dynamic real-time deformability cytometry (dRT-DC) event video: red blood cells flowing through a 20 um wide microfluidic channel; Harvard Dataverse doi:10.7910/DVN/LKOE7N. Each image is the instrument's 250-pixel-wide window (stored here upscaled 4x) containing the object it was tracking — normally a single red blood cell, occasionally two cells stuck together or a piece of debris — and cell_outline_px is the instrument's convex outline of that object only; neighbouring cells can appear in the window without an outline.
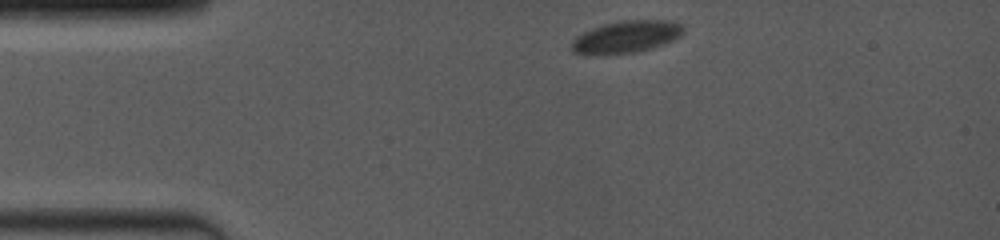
{"species": "common noctule bat (a hibernating species)", "species_latin": "Nyctalus noctula", "temperature_condition": "room temperature", "stored_images_in_passage": 35, "camera_frame_rate_fps": 4000, "um_per_image_px": 0.085, "animal": {"sex": "female", "body_mass_g": 19.0, "forearm_length_mm": 53.3}, "frame": {"image": 1, "passage_image": 1, "time_ms": 0.0, "image_size_px": [1000, 240], "cell_outline_px": [[684, 32], [680, 36], [664, 44], [652, 48], [636, 52], [572, 52], [572, 40], [576, 36], [592, 28], [604, 24], [620, 20], [672, 20], [680, 24], [684, 28]], "centroid_in_image_um": [53.32, 3.08], "position_along_channel_um": 31.7, "area_um2": 20.29}}
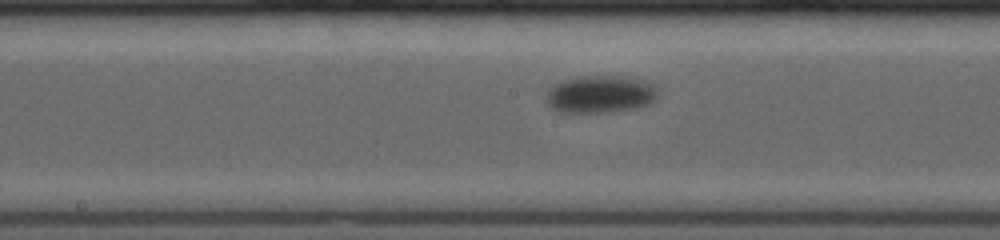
{"frame": {"image": 2, "passage_image": 16, "time_ms": 6.25, "image_size_px": [1000, 240], "cell_outline_px": [[660, 88], [652, 104], [636, 108], [608, 112], [560, 112], [552, 108], [548, 104], [548, 92], [556, 84], [564, 80], [584, 76], [628, 76], [656, 84]], "centroid_in_image_um": [51.13, 8.0], "position_along_channel_um": 197.1, "area_um2": 24.39}}
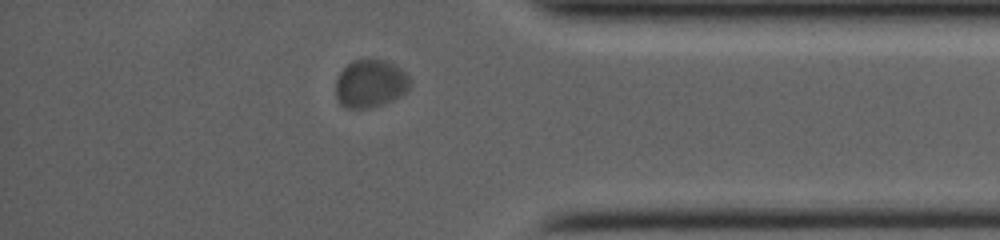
{"frame": {"image": 3, "passage_image": 30, "time_ms": 12.25, "image_size_px": [1000, 240], "cell_outline_px": [[412, 84], [408, 92], [392, 100], [372, 108], [344, 108], [340, 104], [336, 96], [336, 80], [340, 72], [352, 60], [384, 60], [400, 68], [412, 80]], "centroid_in_image_um": [31.5, 7.13], "position_along_channel_um": 403.7, "area_um2": 20.87}}